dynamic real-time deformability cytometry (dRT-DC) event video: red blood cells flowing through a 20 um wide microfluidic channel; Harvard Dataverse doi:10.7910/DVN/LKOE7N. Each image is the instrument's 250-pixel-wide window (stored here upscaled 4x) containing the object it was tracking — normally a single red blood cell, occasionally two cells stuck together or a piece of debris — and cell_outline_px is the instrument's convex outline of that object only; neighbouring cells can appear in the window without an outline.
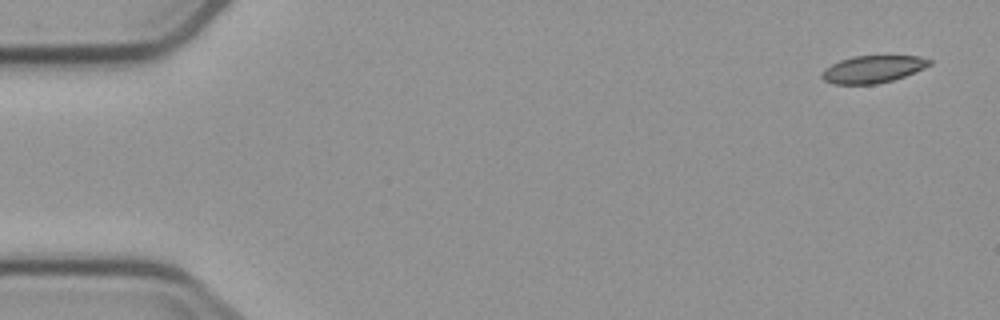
{"species": "common noctule bat (a hibernating species)", "species_latin": "Nyctalus noctula", "temperature_condition": "cold", "stored_images_in_passage": 8, "camera_frame_rate_fps": 3000, "um_per_image_px": 0.085, "animal": {"sex": "male", "body_mass_g": 23.1, "forearm_length_mm": 52.7}, "frame": {"image": 1, "passage_image": 1, "time_ms": 0.0, "image_size_px": [1000, 320], "cell_outline_px": [[932, 64], [924, 68], [904, 76], [892, 80], [876, 84], [832, 84], [824, 80], [820, 76], [820, 72], [824, 68], [840, 60], [852, 56], [920, 56], [932, 60]], "centroid_in_image_um": [74.16, 5.88], "position_along_channel_um": 10.8, "area_um2": 17.17}}
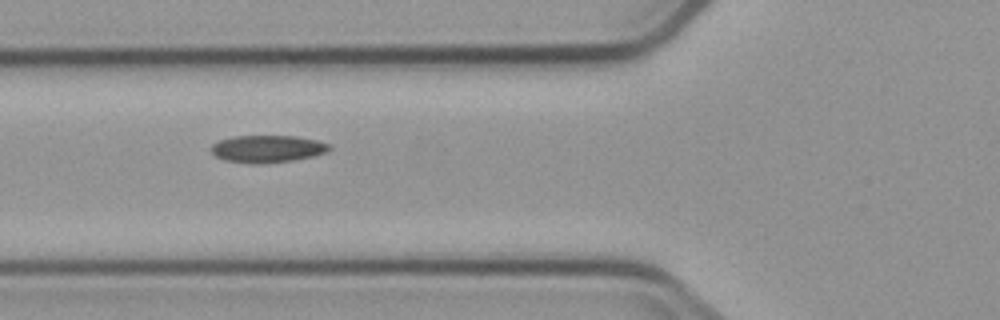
{"frame": {"image": 2, "passage_image": 5, "time_ms": 6.0, "image_size_px": [1000, 320], "cell_outline_px": [[332, 148], [328, 152], [312, 156], [292, 160], [256, 164], [248, 164], [224, 160], [216, 156], [212, 152], [212, 144], [220, 140], [232, 136], [296, 136], [316, 140], [328, 144]], "centroid_in_image_um": [22.72, 12.65], "position_along_channel_um": 103.1, "area_um2": 18.73}}
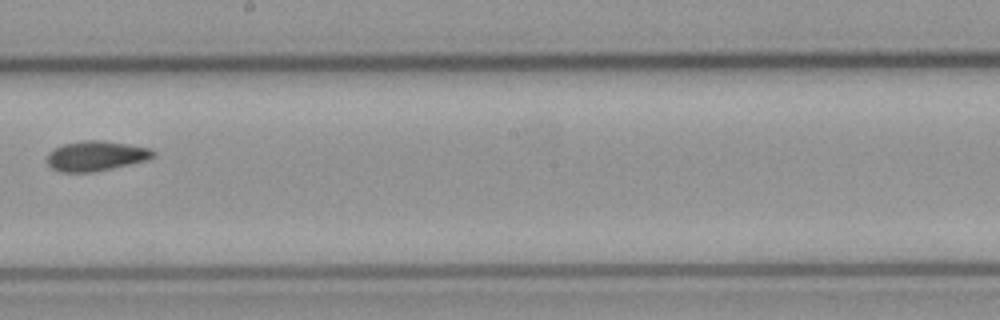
{"frame": {"image": 3, "passage_image": 8, "time_ms": 9.667, "image_size_px": [1000, 320], "cell_outline_px": [[156, 152], [148, 160], [112, 168], [92, 172], [60, 172], [52, 168], [48, 164], [48, 152], [52, 148], [64, 144], [84, 140], [104, 140], [152, 148]], "centroid_in_image_um": [8.16, 13.24], "position_along_channel_um": 240.0, "area_um2": 18.61}}